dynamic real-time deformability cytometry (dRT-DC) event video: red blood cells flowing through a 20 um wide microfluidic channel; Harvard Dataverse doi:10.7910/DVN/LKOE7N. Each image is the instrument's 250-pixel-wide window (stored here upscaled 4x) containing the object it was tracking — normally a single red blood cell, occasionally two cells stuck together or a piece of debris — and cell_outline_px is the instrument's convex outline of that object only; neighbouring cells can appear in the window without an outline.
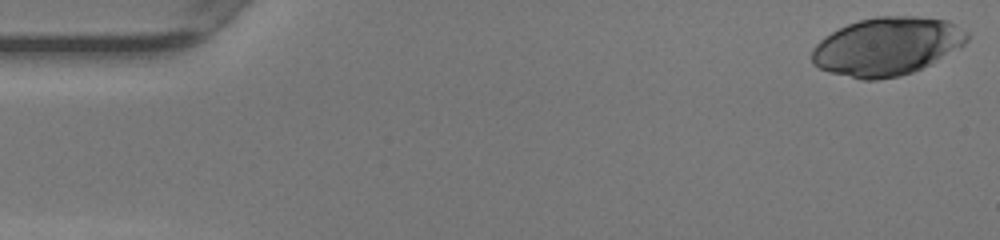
{"species": "human", "species_latin": "Homo sapiens", "temperature_condition": "warm", "stored_images_in_passage": 18, "camera_frame_rate_fps": 3000, "um_per_image_px": 0.085, "donor": {"sex": "female"}, "frame": {"image": 1, "passage_image": 1, "time_ms": 0.0, "image_size_px": [1000, 240], "cell_outline_px": [[968, 40], [960, 48], [912, 72], [900, 76], [876, 80], [864, 80], [828, 72], [812, 64], [812, 48], [824, 36], [848, 24], [860, 20], [876, 16], [916, 16], [948, 20], [956, 24], [968, 32]], "centroid_in_image_um": [75.39, 3.93], "position_along_channel_um": 9.6, "area_um2": 52.54}}
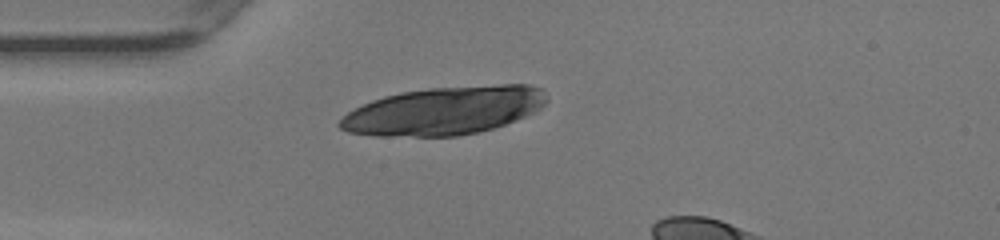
{"frame": {"image": 2, "passage_image": 13, "time_ms": 4.0, "image_size_px": [1000, 240], "cell_outline_px": [[548, 100], [540, 108], [524, 116], [504, 124], [480, 132], [460, 136], [376, 136], [348, 132], [340, 128], [336, 124], [348, 112], [372, 100], [384, 96], [400, 92], [428, 88], [500, 84], [528, 84], [544, 88], [548, 96]], "centroid_in_image_um": [37.77, 9.4], "position_along_channel_um": 47.2, "area_um2": 58.15}}